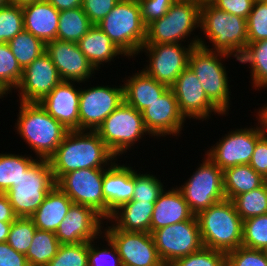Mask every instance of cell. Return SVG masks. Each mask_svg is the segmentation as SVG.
Returning a JSON list of instances; mask_svg holds the SVG:
<instances>
[{
	"label": "cell",
	"instance_id": "6da1fadb",
	"mask_svg": "<svg viewBox=\"0 0 267 266\" xmlns=\"http://www.w3.org/2000/svg\"><path fill=\"white\" fill-rule=\"evenodd\" d=\"M116 159L96 131L69 130L48 160L56 182L75 170L108 168Z\"/></svg>",
	"mask_w": 267,
	"mask_h": 266
},
{
	"label": "cell",
	"instance_id": "7a4b0ae2",
	"mask_svg": "<svg viewBox=\"0 0 267 266\" xmlns=\"http://www.w3.org/2000/svg\"><path fill=\"white\" fill-rule=\"evenodd\" d=\"M199 31V46L231 55L235 61L248 45L247 19L221 11L208 0L201 3Z\"/></svg>",
	"mask_w": 267,
	"mask_h": 266
},
{
	"label": "cell",
	"instance_id": "3957f363",
	"mask_svg": "<svg viewBox=\"0 0 267 266\" xmlns=\"http://www.w3.org/2000/svg\"><path fill=\"white\" fill-rule=\"evenodd\" d=\"M13 128L37 159H49L69 131L49 115L38 102H19ZM16 130V131H15Z\"/></svg>",
	"mask_w": 267,
	"mask_h": 266
},
{
	"label": "cell",
	"instance_id": "277c9868",
	"mask_svg": "<svg viewBox=\"0 0 267 266\" xmlns=\"http://www.w3.org/2000/svg\"><path fill=\"white\" fill-rule=\"evenodd\" d=\"M201 3L202 1L176 0L163 17L146 27L144 45L169 43L199 45L200 35L194 32L200 29Z\"/></svg>",
	"mask_w": 267,
	"mask_h": 266
},
{
	"label": "cell",
	"instance_id": "5b68a950",
	"mask_svg": "<svg viewBox=\"0 0 267 266\" xmlns=\"http://www.w3.org/2000/svg\"><path fill=\"white\" fill-rule=\"evenodd\" d=\"M196 217L205 248L227 254L242 245L243 220L231 200L225 198Z\"/></svg>",
	"mask_w": 267,
	"mask_h": 266
},
{
	"label": "cell",
	"instance_id": "8992f818",
	"mask_svg": "<svg viewBox=\"0 0 267 266\" xmlns=\"http://www.w3.org/2000/svg\"><path fill=\"white\" fill-rule=\"evenodd\" d=\"M233 56L195 46L190 52L189 68L196 74L208 99L226 116L230 115L231 80L224 62ZM226 60V61H225ZM229 79V80H228Z\"/></svg>",
	"mask_w": 267,
	"mask_h": 266
},
{
	"label": "cell",
	"instance_id": "52a82bcc",
	"mask_svg": "<svg viewBox=\"0 0 267 266\" xmlns=\"http://www.w3.org/2000/svg\"><path fill=\"white\" fill-rule=\"evenodd\" d=\"M120 49L126 58L137 57L146 41V26L141 19L138 0H120L115 7L96 24Z\"/></svg>",
	"mask_w": 267,
	"mask_h": 266
},
{
	"label": "cell",
	"instance_id": "ba28073f",
	"mask_svg": "<svg viewBox=\"0 0 267 266\" xmlns=\"http://www.w3.org/2000/svg\"><path fill=\"white\" fill-rule=\"evenodd\" d=\"M96 133L118 159L135 149L134 144H140L144 138H152L145 127L142 113L125 101L102 122Z\"/></svg>",
	"mask_w": 267,
	"mask_h": 266
},
{
	"label": "cell",
	"instance_id": "9c48e42d",
	"mask_svg": "<svg viewBox=\"0 0 267 266\" xmlns=\"http://www.w3.org/2000/svg\"><path fill=\"white\" fill-rule=\"evenodd\" d=\"M255 113L253 116H256L257 122L253 126L230 129L219 141L205 150V155L222 171L249 164L257 140L267 131L263 116L257 110Z\"/></svg>",
	"mask_w": 267,
	"mask_h": 266
},
{
	"label": "cell",
	"instance_id": "30bf717a",
	"mask_svg": "<svg viewBox=\"0 0 267 266\" xmlns=\"http://www.w3.org/2000/svg\"><path fill=\"white\" fill-rule=\"evenodd\" d=\"M56 186L48 159H36L6 195L17 217H30Z\"/></svg>",
	"mask_w": 267,
	"mask_h": 266
},
{
	"label": "cell",
	"instance_id": "8fae6325",
	"mask_svg": "<svg viewBox=\"0 0 267 266\" xmlns=\"http://www.w3.org/2000/svg\"><path fill=\"white\" fill-rule=\"evenodd\" d=\"M203 156L188 180L175 185L195 215L225 199L223 171L205 153Z\"/></svg>",
	"mask_w": 267,
	"mask_h": 266
},
{
	"label": "cell",
	"instance_id": "7c38bea8",
	"mask_svg": "<svg viewBox=\"0 0 267 266\" xmlns=\"http://www.w3.org/2000/svg\"><path fill=\"white\" fill-rule=\"evenodd\" d=\"M198 45L169 43L143 45L139 54L146 56L143 71L156 81L171 87L181 72L189 65L192 49ZM141 53V54H140Z\"/></svg>",
	"mask_w": 267,
	"mask_h": 266
},
{
	"label": "cell",
	"instance_id": "4fadbf2b",
	"mask_svg": "<svg viewBox=\"0 0 267 266\" xmlns=\"http://www.w3.org/2000/svg\"><path fill=\"white\" fill-rule=\"evenodd\" d=\"M151 235L158 254L166 266L204 247L196 216L193 219L154 230Z\"/></svg>",
	"mask_w": 267,
	"mask_h": 266
},
{
	"label": "cell",
	"instance_id": "5bb4252c",
	"mask_svg": "<svg viewBox=\"0 0 267 266\" xmlns=\"http://www.w3.org/2000/svg\"><path fill=\"white\" fill-rule=\"evenodd\" d=\"M79 130L96 131L102 122L124 102L123 84L85 86L80 84ZM113 86V87H112ZM115 86V87H114Z\"/></svg>",
	"mask_w": 267,
	"mask_h": 266
},
{
	"label": "cell",
	"instance_id": "9a60e30c",
	"mask_svg": "<svg viewBox=\"0 0 267 266\" xmlns=\"http://www.w3.org/2000/svg\"><path fill=\"white\" fill-rule=\"evenodd\" d=\"M104 225L103 233L115 245L123 266H166L151 233L120 230L109 220Z\"/></svg>",
	"mask_w": 267,
	"mask_h": 266
},
{
	"label": "cell",
	"instance_id": "2e32d148",
	"mask_svg": "<svg viewBox=\"0 0 267 266\" xmlns=\"http://www.w3.org/2000/svg\"><path fill=\"white\" fill-rule=\"evenodd\" d=\"M106 168H86L62 175L56 186L73 203L92 208L106 220V202L103 196V176Z\"/></svg>",
	"mask_w": 267,
	"mask_h": 266
},
{
	"label": "cell",
	"instance_id": "e0dca14e",
	"mask_svg": "<svg viewBox=\"0 0 267 266\" xmlns=\"http://www.w3.org/2000/svg\"><path fill=\"white\" fill-rule=\"evenodd\" d=\"M178 107L185 119L191 122L207 121L212 116H225L207 97L196 74L189 68L184 69L171 86ZM214 114V115H213Z\"/></svg>",
	"mask_w": 267,
	"mask_h": 266
},
{
	"label": "cell",
	"instance_id": "ac0fdd59",
	"mask_svg": "<svg viewBox=\"0 0 267 266\" xmlns=\"http://www.w3.org/2000/svg\"><path fill=\"white\" fill-rule=\"evenodd\" d=\"M142 117L147 131L155 138L154 140H159L161 137L165 140L167 135L176 139L182 137L184 124L188 121L181 114L171 87L142 112Z\"/></svg>",
	"mask_w": 267,
	"mask_h": 266
},
{
	"label": "cell",
	"instance_id": "d6986e66",
	"mask_svg": "<svg viewBox=\"0 0 267 266\" xmlns=\"http://www.w3.org/2000/svg\"><path fill=\"white\" fill-rule=\"evenodd\" d=\"M56 66L58 73L63 81L86 83L94 80L97 70L80 51L75 42L52 40L46 43V51Z\"/></svg>",
	"mask_w": 267,
	"mask_h": 266
},
{
	"label": "cell",
	"instance_id": "ffe728a7",
	"mask_svg": "<svg viewBox=\"0 0 267 266\" xmlns=\"http://www.w3.org/2000/svg\"><path fill=\"white\" fill-rule=\"evenodd\" d=\"M62 81L50 56L44 52L23 69L22 78L13 92H18L17 102L39 103Z\"/></svg>",
	"mask_w": 267,
	"mask_h": 266
},
{
	"label": "cell",
	"instance_id": "44dd1931",
	"mask_svg": "<svg viewBox=\"0 0 267 266\" xmlns=\"http://www.w3.org/2000/svg\"><path fill=\"white\" fill-rule=\"evenodd\" d=\"M104 222L92 208L72 203L55 235L61 244L90 242L103 234Z\"/></svg>",
	"mask_w": 267,
	"mask_h": 266
},
{
	"label": "cell",
	"instance_id": "7402d4cb",
	"mask_svg": "<svg viewBox=\"0 0 267 266\" xmlns=\"http://www.w3.org/2000/svg\"><path fill=\"white\" fill-rule=\"evenodd\" d=\"M77 85L80 83L62 81L39 102L49 115L68 130H79L80 87Z\"/></svg>",
	"mask_w": 267,
	"mask_h": 266
},
{
	"label": "cell",
	"instance_id": "603a6c76",
	"mask_svg": "<svg viewBox=\"0 0 267 266\" xmlns=\"http://www.w3.org/2000/svg\"><path fill=\"white\" fill-rule=\"evenodd\" d=\"M118 161L122 160L117 158L104 171L103 196L106 202V220L121 205L131 201L134 193L136 168L126 162L121 164Z\"/></svg>",
	"mask_w": 267,
	"mask_h": 266
},
{
	"label": "cell",
	"instance_id": "cb8c5ba5",
	"mask_svg": "<svg viewBox=\"0 0 267 266\" xmlns=\"http://www.w3.org/2000/svg\"><path fill=\"white\" fill-rule=\"evenodd\" d=\"M195 216L175 185L168 190L165 188L154 204L151 233L159 228L193 219Z\"/></svg>",
	"mask_w": 267,
	"mask_h": 266
},
{
	"label": "cell",
	"instance_id": "d4e9b609",
	"mask_svg": "<svg viewBox=\"0 0 267 266\" xmlns=\"http://www.w3.org/2000/svg\"><path fill=\"white\" fill-rule=\"evenodd\" d=\"M24 30L41 39L45 44L57 39L59 13L46 0L22 6Z\"/></svg>",
	"mask_w": 267,
	"mask_h": 266
},
{
	"label": "cell",
	"instance_id": "484cf974",
	"mask_svg": "<svg viewBox=\"0 0 267 266\" xmlns=\"http://www.w3.org/2000/svg\"><path fill=\"white\" fill-rule=\"evenodd\" d=\"M141 70V71H140ZM126 76L122 81L124 87V101L139 112H143L149 105L169 88L156 81L142 69Z\"/></svg>",
	"mask_w": 267,
	"mask_h": 266
},
{
	"label": "cell",
	"instance_id": "4316f807",
	"mask_svg": "<svg viewBox=\"0 0 267 266\" xmlns=\"http://www.w3.org/2000/svg\"><path fill=\"white\" fill-rule=\"evenodd\" d=\"M77 44L80 51L98 72L101 67H105L106 64L109 65L111 62H114L122 56L126 57V55L118 49L111 39L96 25H93Z\"/></svg>",
	"mask_w": 267,
	"mask_h": 266
},
{
	"label": "cell",
	"instance_id": "83f0119b",
	"mask_svg": "<svg viewBox=\"0 0 267 266\" xmlns=\"http://www.w3.org/2000/svg\"><path fill=\"white\" fill-rule=\"evenodd\" d=\"M72 203V200L55 186L30 218L37 229L55 233Z\"/></svg>",
	"mask_w": 267,
	"mask_h": 266
},
{
	"label": "cell",
	"instance_id": "f1b7e54d",
	"mask_svg": "<svg viewBox=\"0 0 267 266\" xmlns=\"http://www.w3.org/2000/svg\"><path fill=\"white\" fill-rule=\"evenodd\" d=\"M154 204L131 200L116 209L108 220L120 230L151 233Z\"/></svg>",
	"mask_w": 267,
	"mask_h": 266
},
{
	"label": "cell",
	"instance_id": "f546056e",
	"mask_svg": "<svg viewBox=\"0 0 267 266\" xmlns=\"http://www.w3.org/2000/svg\"><path fill=\"white\" fill-rule=\"evenodd\" d=\"M223 177L225 198L229 200L257 189L267 181L249 164L230 167L223 171Z\"/></svg>",
	"mask_w": 267,
	"mask_h": 266
},
{
	"label": "cell",
	"instance_id": "4dcf8cb0",
	"mask_svg": "<svg viewBox=\"0 0 267 266\" xmlns=\"http://www.w3.org/2000/svg\"><path fill=\"white\" fill-rule=\"evenodd\" d=\"M238 62L248 64L251 87L256 91L267 89V39L248 43L238 58Z\"/></svg>",
	"mask_w": 267,
	"mask_h": 266
},
{
	"label": "cell",
	"instance_id": "1f68e13d",
	"mask_svg": "<svg viewBox=\"0 0 267 266\" xmlns=\"http://www.w3.org/2000/svg\"><path fill=\"white\" fill-rule=\"evenodd\" d=\"M36 159L27 153H0V193L6 194L12 186H17L23 173Z\"/></svg>",
	"mask_w": 267,
	"mask_h": 266
},
{
	"label": "cell",
	"instance_id": "d6a6232c",
	"mask_svg": "<svg viewBox=\"0 0 267 266\" xmlns=\"http://www.w3.org/2000/svg\"><path fill=\"white\" fill-rule=\"evenodd\" d=\"M92 26L82 7L60 11L57 40L78 43Z\"/></svg>",
	"mask_w": 267,
	"mask_h": 266
},
{
	"label": "cell",
	"instance_id": "836d02e7",
	"mask_svg": "<svg viewBox=\"0 0 267 266\" xmlns=\"http://www.w3.org/2000/svg\"><path fill=\"white\" fill-rule=\"evenodd\" d=\"M60 245L54 232L36 229L25 255L29 266H46L55 257Z\"/></svg>",
	"mask_w": 267,
	"mask_h": 266
},
{
	"label": "cell",
	"instance_id": "e575fe53",
	"mask_svg": "<svg viewBox=\"0 0 267 266\" xmlns=\"http://www.w3.org/2000/svg\"><path fill=\"white\" fill-rule=\"evenodd\" d=\"M8 45L22 69L46 51V44L24 29L13 37Z\"/></svg>",
	"mask_w": 267,
	"mask_h": 266
},
{
	"label": "cell",
	"instance_id": "d590c367",
	"mask_svg": "<svg viewBox=\"0 0 267 266\" xmlns=\"http://www.w3.org/2000/svg\"><path fill=\"white\" fill-rule=\"evenodd\" d=\"M231 201L243 221L267 214V181L257 189L235 196Z\"/></svg>",
	"mask_w": 267,
	"mask_h": 266
},
{
	"label": "cell",
	"instance_id": "8d00e7d4",
	"mask_svg": "<svg viewBox=\"0 0 267 266\" xmlns=\"http://www.w3.org/2000/svg\"><path fill=\"white\" fill-rule=\"evenodd\" d=\"M23 69L8 43H0V89L8 96L18 86Z\"/></svg>",
	"mask_w": 267,
	"mask_h": 266
},
{
	"label": "cell",
	"instance_id": "74e56055",
	"mask_svg": "<svg viewBox=\"0 0 267 266\" xmlns=\"http://www.w3.org/2000/svg\"><path fill=\"white\" fill-rule=\"evenodd\" d=\"M88 262V266H123L115 245L104 233L88 242Z\"/></svg>",
	"mask_w": 267,
	"mask_h": 266
},
{
	"label": "cell",
	"instance_id": "f35d334b",
	"mask_svg": "<svg viewBox=\"0 0 267 266\" xmlns=\"http://www.w3.org/2000/svg\"><path fill=\"white\" fill-rule=\"evenodd\" d=\"M137 170L135 171V186L132 201L156 202L168 184L164 186L165 182H161L160 177L153 175L149 171L146 173L144 171L143 173V171L138 172Z\"/></svg>",
	"mask_w": 267,
	"mask_h": 266
},
{
	"label": "cell",
	"instance_id": "ab89813d",
	"mask_svg": "<svg viewBox=\"0 0 267 266\" xmlns=\"http://www.w3.org/2000/svg\"><path fill=\"white\" fill-rule=\"evenodd\" d=\"M241 246L257 250H263L267 246V214L243 221Z\"/></svg>",
	"mask_w": 267,
	"mask_h": 266
},
{
	"label": "cell",
	"instance_id": "60d3db41",
	"mask_svg": "<svg viewBox=\"0 0 267 266\" xmlns=\"http://www.w3.org/2000/svg\"><path fill=\"white\" fill-rule=\"evenodd\" d=\"M36 229L30 217H17L12 222L6 242L17 252L26 255Z\"/></svg>",
	"mask_w": 267,
	"mask_h": 266
},
{
	"label": "cell",
	"instance_id": "b9f144b4",
	"mask_svg": "<svg viewBox=\"0 0 267 266\" xmlns=\"http://www.w3.org/2000/svg\"><path fill=\"white\" fill-rule=\"evenodd\" d=\"M24 29L22 6L0 7V43H8Z\"/></svg>",
	"mask_w": 267,
	"mask_h": 266
},
{
	"label": "cell",
	"instance_id": "7bdbcfd3",
	"mask_svg": "<svg viewBox=\"0 0 267 266\" xmlns=\"http://www.w3.org/2000/svg\"><path fill=\"white\" fill-rule=\"evenodd\" d=\"M88 242L61 244L55 257L46 266H88Z\"/></svg>",
	"mask_w": 267,
	"mask_h": 266
},
{
	"label": "cell",
	"instance_id": "ee69618b",
	"mask_svg": "<svg viewBox=\"0 0 267 266\" xmlns=\"http://www.w3.org/2000/svg\"><path fill=\"white\" fill-rule=\"evenodd\" d=\"M248 43L267 39V1H254L247 18Z\"/></svg>",
	"mask_w": 267,
	"mask_h": 266
},
{
	"label": "cell",
	"instance_id": "f6af8a7d",
	"mask_svg": "<svg viewBox=\"0 0 267 266\" xmlns=\"http://www.w3.org/2000/svg\"><path fill=\"white\" fill-rule=\"evenodd\" d=\"M168 266H226V254L203 247L198 252L174 260Z\"/></svg>",
	"mask_w": 267,
	"mask_h": 266
},
{
	"label": "cell",
	"instance_id": "bcb514c9",
	"mask_svg": "<svg viewBox=\"0 0 267 266\" xmlns=\"http://www.w3.org/2000/svg\"><path fill=\"white\" fill-rule=\"evenodd\" d=\"M226 266H267V259L262 250L240 246L226 254Z\"/></svg>",
	"mask_w": 267,
	"mask_h": 266
},
{
	"label": "cell",
	"instance_id": "7dc6e473",
	"mask_svg": "<svg viewBox=\"0 0 267 266\" xmlns=\"http://www.w3.org/2000/svg\"><path fill=\"white\" fill-rule=\"evenodd\" d=\"M176 0H138L141 8V19L147 27L153 21L160 19Z\"/></svg>",
	"mask_w": 267,
	"mask_h": 266
},
{
	"label": "cell",
	"instance_id": "c3c4849f",
	"mask_svg": "<svg viewBox=\"0 0 267 266\" xmlns=\"http://www.w3.org/2000/svg\"><path fill=\"white\" fill-rule=\"evenodd\" d=\"M120 0H82V8L93 25L98 24Z\"/></svg>",
	"mask_w": 267,
	"mask_h": 266
},
{
	"label": "cell",
	"instance_id": "681fc988",
	"mask_svg": "<svg viewBox=\"0 0 267 266\" xmlns=\"http://www.w3.org/2000/svg\"><path fill=\"white\" fill-rule=\"evenodd\" d=\"M213 6L221 11L228 12L233 15L248 18L254 0H208Z\"/></svg>",
	"mask_w": 267,
	"mask_h": 266
},
{
	"label": "cell",
	"instance_id": "f907efd6",
	"mask_svg": "<svg viewBox=\"0 0 267 266\" xmlns=\"http://www.w3.org/2000/svg\"><path fill=\"white\" fill-rule=\"evenodd\" d=\"M249 165L267 180V131L257 140Z\"/></svg>",
	"mask_w": 267,
	"mask_h": 266
},
{
	"label": "cell",
	"instance_id": "816d5d0a",
	"mask_svg": "<svg viewBox=\"0 0 267 266\" xmlns=\"http://www.w3.org/2000/svg\"><path fill=\"white\" fill-rule=\"evenodd\" d=\"M0 266H29V263L25 254L17 252L7 242H1Z\"/></svg>",
	"mask_w": 267,
	"mask_h": 266
},
{
	"label": "cell",
	"instance_id": "f5cc1de1",
	"mask_svg": "<svg viewBox=\"0 0 267 266\" xmlns=\"http://www.w3.org/2000/svg\"><path fill=\"white\" fill-rule=\"evenodd\" d=\"M16 218L8 196L0 193V221L13 222Z\"/></svg>",
	"mask_w": 267,
	"mask_h": 266
},
{
	"label": "cell",
	"instance_id": "db71d44e",
	"mask_svg": "<svg viewBox=\"0 0 267 266\" xmlns=\"http://www.w3.org/2000/svg\"><path fill=\"white\" fill-rule=\"evenodd\" d=\"M58 11L82 7V0H46Z\"/></svg>",
	"mask_w": 267,
	"mask_h": 266
},
{
	"label": "cell",
	"instance_id": "11a10c76",
	"mask_svg": "<svg viewBox=\"0 0 267 266\" xmlns=\"http://www.w3.org/2000/svg\"><path fill=\"white\" fill-rule=\"evenodd\" d=\"M11 225H12V222L0 221V243L7 241Z\"/></svg>",
	"mask_w": 267,
	"mask_h": 266
},
{
	"label": "cell",
	"instance_id": "9f6ffc18",
	"mask_svg": "<svg viewBox=\"0 0 267 266\" xmlns=\"http://www.w3.org/2000/svg\"><path fill=\"white\" fill-rule=\"evenodd\" d=\"M35 1H39V0H8L9 4L17 5V6H24V5L33 3Z\"/></svg>",
	"mask_w": 267,
	"mask_h": 266
},
{
	"label": "cell",
	"instance_id": "6f0895ef",
	"mask_svg": "<svg viewBox=\"0 0 267 266\" xmlns=\"http://www.w3.org/2000/svg\"><path fill=\"white\" fill-rule=\"evenodd\" d=\"M257 110L264 118L266 125H267V102L261 107H259Z\"/></svg>",
	"mask_w": 267,
	"mask_h": 266
},
{
	"label": "cell",
	"instance_id": "680465c9",
	"mask_svg": "<svg viewBox=\"0 0 267 266\" xmlns=\"http://www.w3.org/2000/svg\"><path fill=\"white\" fill-rule=\"evenodd\" d=\"M8 4H9L8 0H0V7H3Z\"/></svg>",
	"mask_w": 267,
	"mask_h": 266
},
{
	"label": "cell",
	"instance_id": "91938a15",
	"mask_svg": "<svg viewBox=\"0 0 267 266\" xmlns=\"http://www.w3.org/2000/svg\"><path fill=\"white\" fill-rule=\"evenodd\" d=\"M4 97L6 98L7 95L0 89V99L2 100V98H3V100H4Z\"/></svg>",
	"mask_w": 267,
	"mask_h": 266
},
{
	"label": "cell",
	"instance_id": "94428289",
	"mask_svg": "<svg viewBox=\"0 0 267 266\" xmlns=\"http://www.w3.org/2000/svg\"><path fill=\"white\" fill-rule=\"evenodd\" d=\"M262 251L264 252L265 257H266V259H267V246H266Z\"/></svg>",
	"mask_w": 267,
	"mask_h": 266
}]
</instances>
